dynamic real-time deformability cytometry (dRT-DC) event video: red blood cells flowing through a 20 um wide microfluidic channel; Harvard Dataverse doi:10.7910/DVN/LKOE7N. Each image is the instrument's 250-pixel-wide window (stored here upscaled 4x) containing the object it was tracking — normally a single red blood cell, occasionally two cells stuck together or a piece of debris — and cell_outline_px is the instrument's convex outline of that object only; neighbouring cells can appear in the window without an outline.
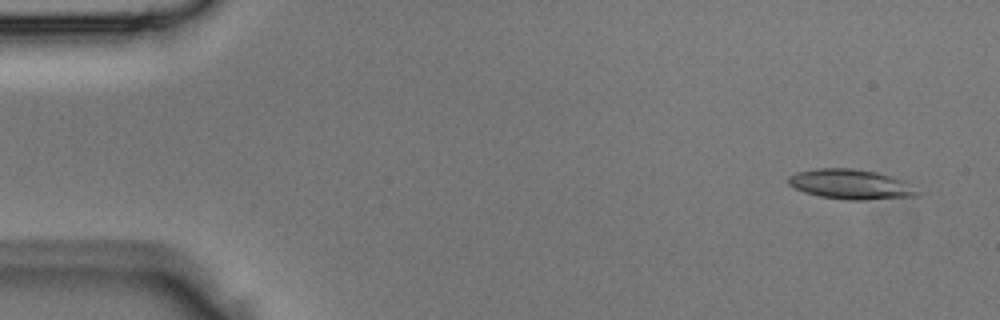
{"species": "Egyptian fruit bat (a non-hibernating species)", "species_latin": "Rousettus aegyptiacus", "temperature_condition": "room temperature", "stored_images_in_passage": 3, "camera_frame_rate_fps": 3000, "um_per_image_px": 0.085, "animal": {"sex": "male"}, "frame": {"image": 1, "passage_image": 1, "time_ms": 0.0, "image_size_px": [1000, 320], "cell_outline_px": [[920, 196], [864, 200], [848, 200], [820, 196], [804, 192], [788, 184], [788, 176], [796, 172], [816, 168], [852, 168], [876, 172], [904, 180], [920, 192]], "centroid_in_image_um": [72.33, 15.66], "position_along_channel_um": 12.7, "area_um2": 22.54}}
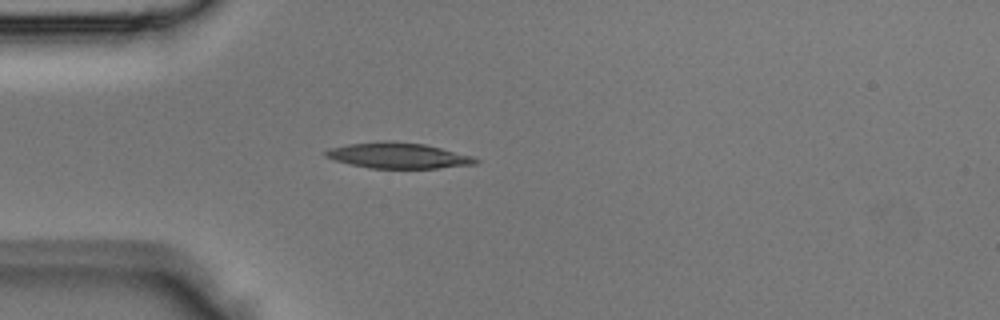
{"frame": {"image": 2, "passage_image": 3, "time_ms": 0.667, "image_size_px": [1000, 320], "cell_outline_px": [[480, 160], [476, 164], [436, 168], [368, 168], [336, 160], [324, 156], [320, 152], [328, 148], [348, 144], [384, 140], [424, 144], [472, 156]], "centroid_in_image_um": [33.78, 13.21], "position_along_channel_um": 51.2, "area_um2": 22.37}}